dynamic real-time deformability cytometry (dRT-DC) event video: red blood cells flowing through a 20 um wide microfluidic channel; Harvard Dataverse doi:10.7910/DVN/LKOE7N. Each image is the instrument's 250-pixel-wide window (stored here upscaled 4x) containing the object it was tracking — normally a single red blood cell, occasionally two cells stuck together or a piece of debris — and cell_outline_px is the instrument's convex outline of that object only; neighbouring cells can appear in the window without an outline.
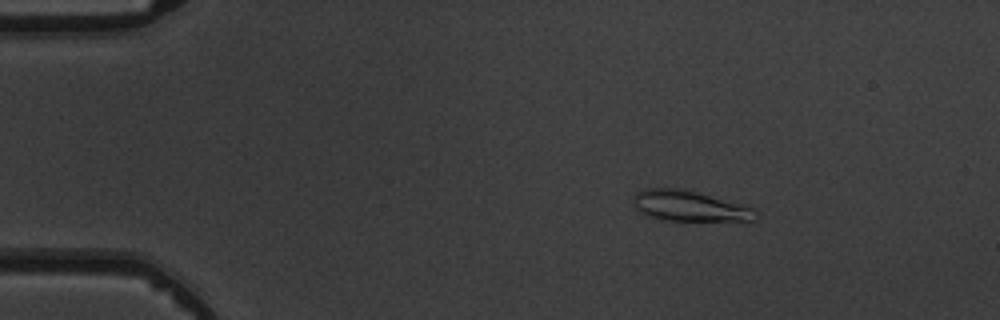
{"species": "common noctule bat (a hibernating species)", "species_latin": "Nyctalus noctula", "temperature_condition": "warm", "stored_images_in_passage": 4, "camera_frame_rate_fps": 3000, "um_per_image_px": 0.085, "animal": {"sex": "male", "body_mass_g": 19.5, "forearm_length_mm": 54.6}, "frame": {"image": 1, "passage_image": 2, "time_ms": 1.0, "image_size_px": [1000, 320], "cell_outline_px": [[760, 216], [756, 220], [664, 220], [640, 212], [636, 208], [632, 200], [636, 192], [644, 188], [684, 188], [752, 208]], "centroid_in_image_um": [58.56, 17.49], "position_along_channel_um": 26.4, "area_um2": 21.44}}